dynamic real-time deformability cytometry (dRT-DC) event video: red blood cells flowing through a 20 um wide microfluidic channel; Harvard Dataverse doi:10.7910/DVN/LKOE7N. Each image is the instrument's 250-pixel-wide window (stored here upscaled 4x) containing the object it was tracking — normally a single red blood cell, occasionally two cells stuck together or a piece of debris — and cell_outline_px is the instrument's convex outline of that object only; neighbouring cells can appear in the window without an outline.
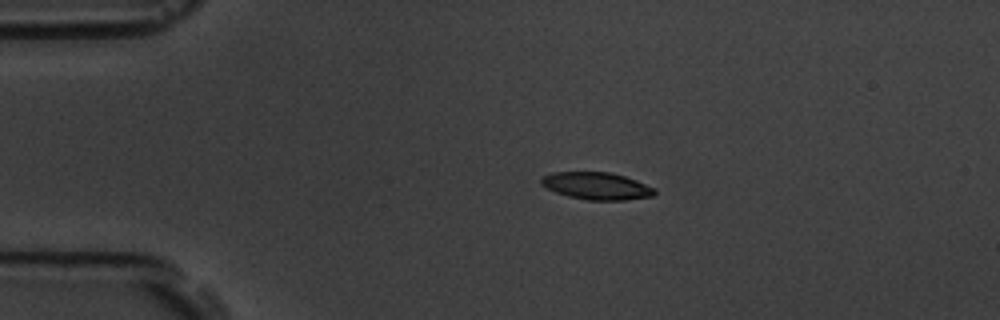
{"species": "common noctule bat (a hibernating species)", "species_latin": "Nyctalus noctula", "temperature_condition": "room temperature", "stored_images_in_passage": 4, "camera_frame_rate_fps": 3000, "um_per_image_px": 0.085, "animal": {"sex": "male", "body_mass_g": 19.5, "forearm_length_mm": 54.6}, "frame": {"image": 1, "passage_image": 2, "time_ms": 2.0, "image_size_px": [1000, 320], "cell_outline_px": [[656, 192], [652, 196], [624, 200], [588, 200], [568, 196], [556, 192], [540, 184], [540, 176], [552, 172], [612, 172], [636, 180], [656, 188]], "centroid_in_image_um": [50.7, 15.79], "position_along_channel_um": 34.3, "area_um2": 18.09}}
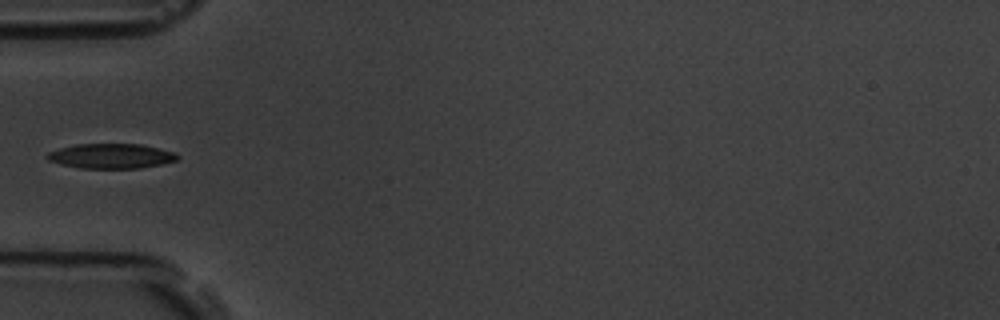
{"frame": {"image": 2, "passage_image": 4, "time_ms": 4.333, "image_size_px": [1000, 320], "cell_outline_px": [[180, 156], [176, 160], [160, 164], [140, 168], [80, 168], [60, 164], [48, 160], [44, 156], [48, 152], [60, 148], [76, 144], [140, 144], [176, 152]], "centroid_in_image_um": [9.43, 13.26], "position_along_channel_um": 75.6, "area_um2": 18.84}}